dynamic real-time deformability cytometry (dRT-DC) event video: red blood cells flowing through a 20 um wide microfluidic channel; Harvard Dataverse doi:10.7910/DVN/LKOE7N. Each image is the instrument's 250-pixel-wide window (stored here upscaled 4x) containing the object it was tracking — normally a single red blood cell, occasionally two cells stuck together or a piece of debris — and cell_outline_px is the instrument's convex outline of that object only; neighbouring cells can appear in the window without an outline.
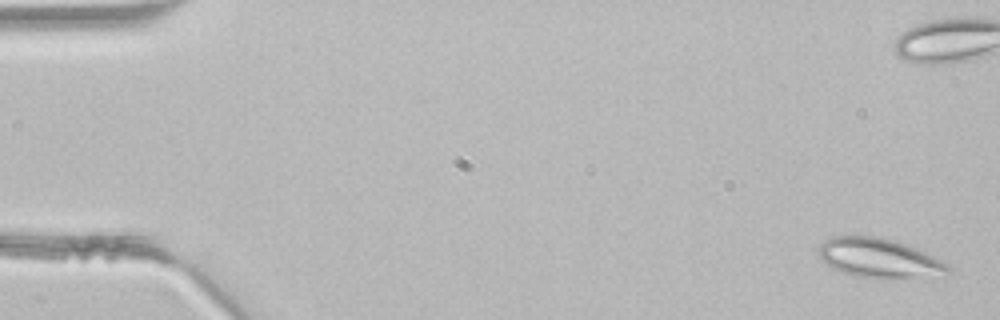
{"species": "common noctule bat (a hibernating species)", "species_latin": "Nyctalus noctula", "temperature_condition": "room temperature", "stored_images_in_passage": 4, "camera_frame_rate_fps": 3000, "um_per_image_px": 0.085, "animal": {"sex": "male", "body_mass_g": 21.5, "forearm_length_mm": 52.0}, "frame": {"image": 1, "passage_image": 1, "time_ms": 0.0, "image_size_px": [1000, 320], "cell_outline_px": [[952, 272], [888, 280], [880, 280], [856, 276], [832, 268], [820, 260], [820, 244], [824, 240], [832, 236], [880, 236], [896, 240], [916, 248], [948, 264], [952, 268]], "centroid_in_image_um": [74.69, 21.94], "position_along_channel_um": 10.3, "area_um2": 29.82}}